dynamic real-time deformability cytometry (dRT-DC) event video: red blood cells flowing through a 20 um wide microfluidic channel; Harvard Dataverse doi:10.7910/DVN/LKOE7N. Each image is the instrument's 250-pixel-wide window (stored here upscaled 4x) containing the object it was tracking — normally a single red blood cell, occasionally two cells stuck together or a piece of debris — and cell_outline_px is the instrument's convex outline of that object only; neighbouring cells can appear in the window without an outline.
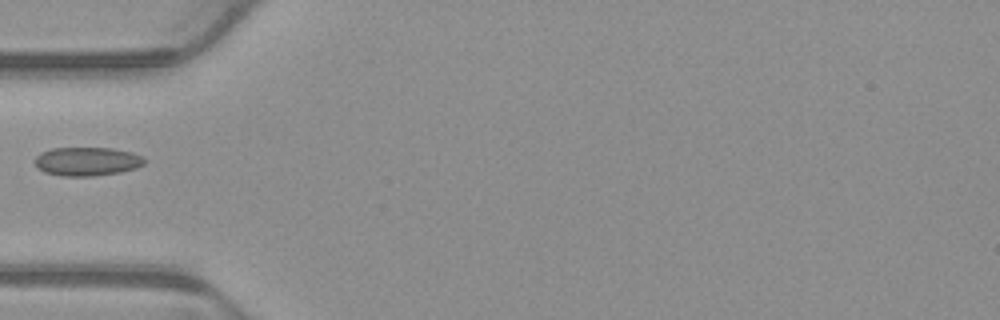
{"species": "common noctule bat (a hibernating species)", "species_latin": "Nyctalus noctula", "temperature_condition": "warm", "stored_images_in_passage": 5, "camera_frame_rate_fps": 3000, "um_per_image_px": 0.085, "animal": {"sex": "male", "body_mass_g": 23.1, "forearm_length_mm": 52.7}, "frame": {"image": 1, "passage_image": 4, "time_ms": 1.0, "image_size_px": [1000, 320], "cell_outline_px": [[144, 164], [136, 168], [120, 172], [92, 176], [60, 176], [44, 172], [36, 168], [36, 156], [40, 152], [52, 148], [112, 148], [132, 152], [144, 156]], "centroid_in_image_um": [7.39, 13.72], "position_along_channel_um": 77.6, "area_um2": 18.44}}
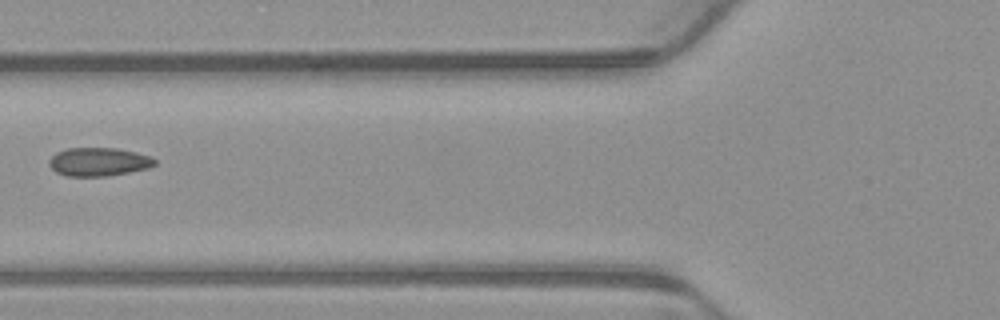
{"frame": {"image": 2, "passage_image": 5, "time_ms": 1.333, "image_size_px": [1000, 320], "cell_outline_px": [[156, 164], [148, 168], [108, 176], [68, 176], [56, 172], [48, 164], [48, 160], [56, 152], [68, 148], [116, 148], [136, 152], [152, 156], [156, 160]], "centroid_in_image_um": [8.39, 13.75], "position_along_channel_um": 117.4, "area_um2": 17.57}}